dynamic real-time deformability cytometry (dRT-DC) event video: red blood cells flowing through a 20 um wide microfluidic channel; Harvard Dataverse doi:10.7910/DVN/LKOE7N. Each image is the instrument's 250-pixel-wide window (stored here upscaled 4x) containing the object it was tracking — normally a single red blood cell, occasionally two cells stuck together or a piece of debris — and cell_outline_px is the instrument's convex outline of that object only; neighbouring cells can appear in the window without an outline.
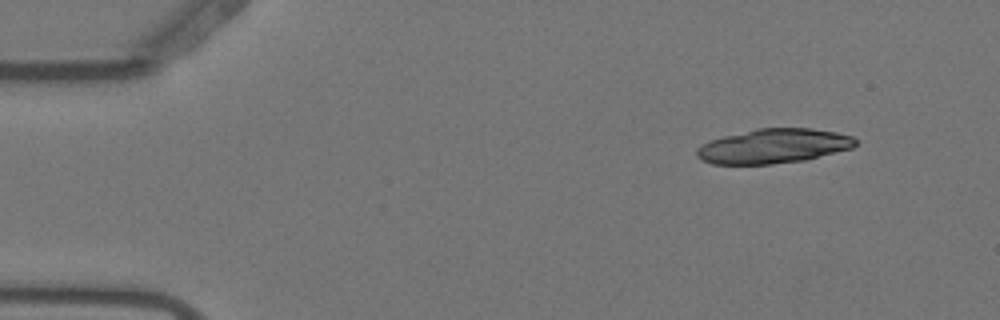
{"species": "Egyptian fruit bat (a non-hibernating species)", "species_latin": "Rousettus aegyptiacus", "temperature_condition": "warm", "stored_images_in_passage": 4, "camera_frame_rate_fps": 3000, "um_per_image_px": 0.085, "animal": {"sex": "female"}, "frame": {"image": 1, "passage_image": 1, "time_ms": 0.0, "image_size_px": [1000, 320], "cell_outline_px": [[856, 144], [852, 148], [804, 160], [772, 164], [712, 164], [700, 160], [696, 156], [696, 152], [704, 144], [712, 140], [724, 136], [756, 128], [812, 128], [836, 132], [852, 136], [856, 140]], "centroid_in_image_um": [65.76, 12.42], "position_along_channel_um": 19.2, "area_um2": 31.73}}